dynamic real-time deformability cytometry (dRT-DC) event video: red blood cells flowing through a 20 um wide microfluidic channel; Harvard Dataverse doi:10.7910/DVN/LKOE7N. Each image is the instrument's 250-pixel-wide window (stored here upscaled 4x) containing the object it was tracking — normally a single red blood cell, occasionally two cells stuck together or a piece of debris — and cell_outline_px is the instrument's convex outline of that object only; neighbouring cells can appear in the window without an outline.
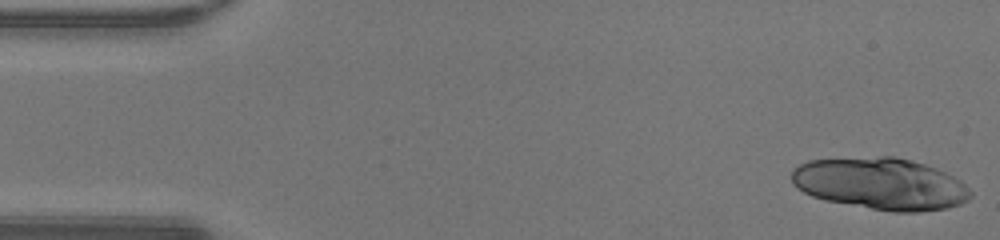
{"species": "human", "species_latin": "Homo sapiens", "temperature_condition": "warm", "stored_images_in_passage": 25, "segment_of_instrument_passage": [1, 2], "camera_frame_rate_fps": 3000, "um_per_image_px": 0.085, "donor": {"sex": "male"}, "frame": {"image": 1, "passage_image": 1, "time_ms": 0.0, "image_size_px": [1000, 240], "cell_outline_px": [[972, 196], [968, 200], [960, 204], [948, 208], [916, 212], [892, 212], [824, 200], [812, 196], [796, 188], [792, 184], [792, 168], [808, 160], [880, 156], [892, 156], [924, 164], [936, 168], [960, 180], [972, 192]], "centroid_in_image_um": [74.83, 15.62], "position_along_channel_um": 10.2, "area_um2": 54.16}}
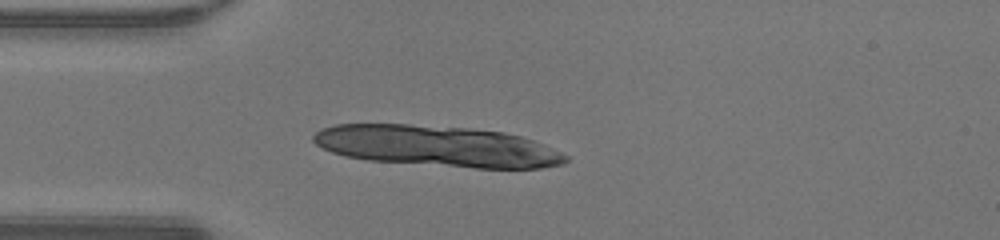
{"frame": {"image": 2, "passage_image": 12, "time_ms": 3.667, "image_size_px": [1000, 240], "cell_outline_px": [[568, 160], [564, 164], [540, 168], [476, 168], [368, 160], [344, 156], [332, 152], [316, 144], [312, 140], [312, 136], [320, 128], [336, 124], [408, 124], [468, 128], [504, 132], [520, 136], [532, 140], [560, 152], [568, 156]], "centroid_in_image_um": [37.13, 12.42], "position_along_channel_um": 47.9, "area_um2": 60.05}}